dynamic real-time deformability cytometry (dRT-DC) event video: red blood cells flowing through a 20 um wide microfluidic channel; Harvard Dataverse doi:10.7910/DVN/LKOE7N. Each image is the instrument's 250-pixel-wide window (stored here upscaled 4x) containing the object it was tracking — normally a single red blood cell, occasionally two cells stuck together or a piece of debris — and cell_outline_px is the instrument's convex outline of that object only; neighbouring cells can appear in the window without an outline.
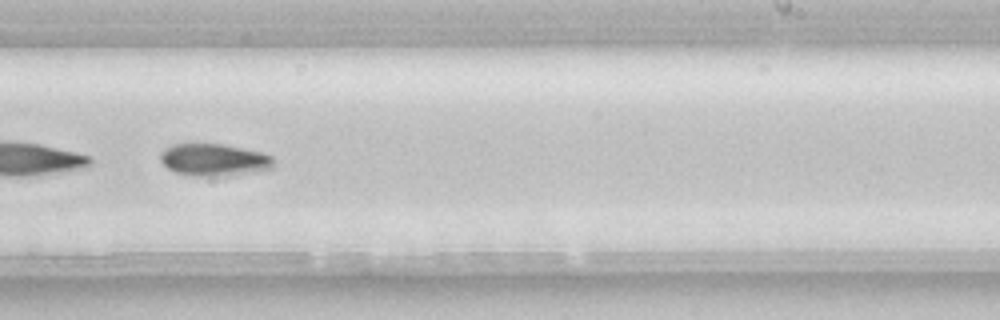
{"species": "common noctule bat (a hibernating species)", "species_latin": "Nyctalus noctula", "temperature_condition": "room temperature", "stored_images_in_passage": 50, "camera_frame_rate_fps": 3000, "um_per_image_px": 0.085, "animal": {"sex": "female", "body_mass_g": 22.7, "forearm_length_mm": 54.2}, "frame": {"image": 1, "passage_image": 31, "time_ms": 10.0, "image_size_px": [1000, 320], "cell_outline_px": [[276, 164], [272, 168], [228, 176], [196, 176], [176, 172], [168, 168], [160, 160], [160, 152], [176, 144], [196, 140], [220, 144], [260, 152], [272, 156]], "centroid_in_image_um": [18.17, 13.55], "position_along_channel_um": 270.8, "area_um2": 21.62}, "authors_computed_cell_mechanics": {"area_um2": 23.7269, "velocity_mm_per_s": 3.8652, "shape_relaxation_time_tau1_ms": 2.7055, "shape_relaxation_time_tau2_ms": null, "deformation_change_tau1": 0.0902, "deformation_change_tau2": null}}